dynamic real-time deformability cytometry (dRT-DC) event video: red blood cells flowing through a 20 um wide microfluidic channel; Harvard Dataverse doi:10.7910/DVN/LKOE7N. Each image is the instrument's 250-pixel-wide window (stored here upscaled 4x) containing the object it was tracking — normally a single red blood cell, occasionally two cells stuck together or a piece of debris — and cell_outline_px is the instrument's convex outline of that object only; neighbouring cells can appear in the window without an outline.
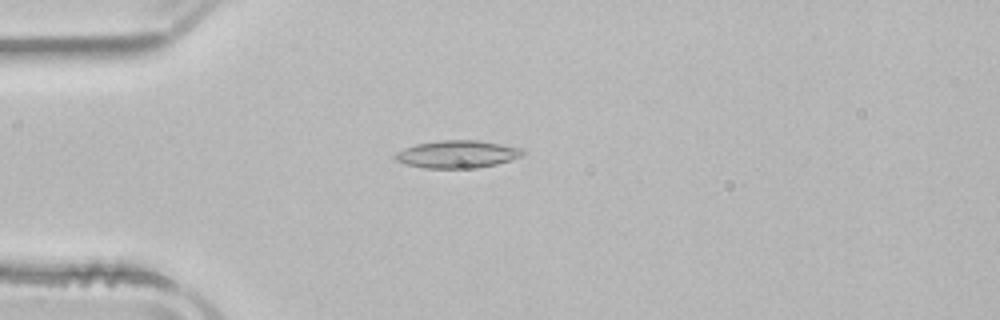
{"species": "common noctule bat (a hibernating species)", "species_latin": "Nyctalus noctula", "temperature_condition": "room temperature", "stored_images_in_passage": 42, "camera_frame_rate_fps": 3000, "um_per_image_px": 0.085, "animal": {"sex": "male", "body_mass_g": 21.5, "forearm_length_mm": 52.0}, "frame": {"image": 1, "passage_image": 4, "time_ms": 1.0, "image_size_px": [1000, 320], "cell_outline_px": [[524, 152], [520, 156], [496, 164], [476, 168], [424, 168], [408, 164], [396, 160], [392, 156], [396, 152], [404, 148], [416, 144], [440, 140], [476, 140], [524, 148]], "centroid_in_image_um": [38.84, 13.1], "position_along_channel_um": 46.2, "area_um2": 20.35}}
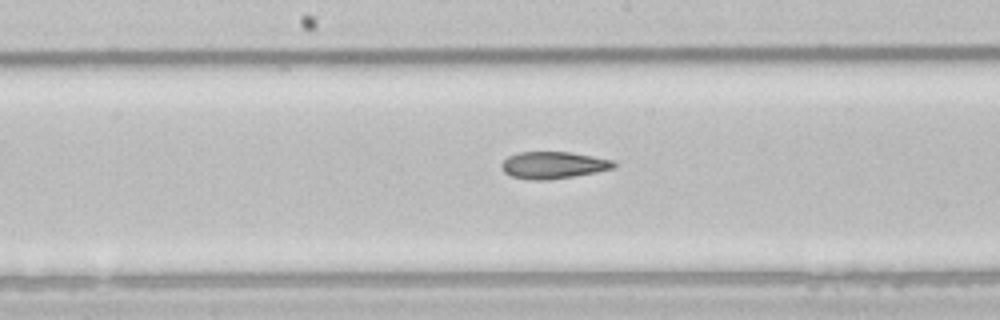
{"frame": {"image": 2, "passage_image": 17, "time_ms": 5.333, "image_size_px": [1000, 320], "cell_outline_px": [[616, 164], [612, 168], [596, 172], [548, 180], [532, 180], [512, 176], [504, 172], [500, 164], [508, 156], [520, 152], [568, 152], [592, 156], [612, 160]], "centroid_in_image_um": [46.99, 14.03], "position_along_channel_um": 201.2, "area_um2": 17.4}}
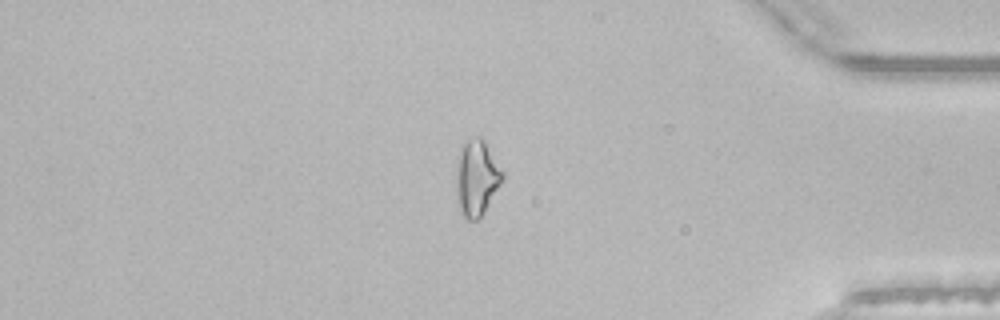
{"frame": {"image": 3, "passage_image": 34, "time_ms": 11.0, "image_size_px": [1000, 320], "cell_outline_px": [[504, 180], [484, 212], [476, 220], [464, 220], [456, 204], [456, 156], [464, 144], [468, 140], [476, 136], [480, 136], [484, 140], [504, 172]], "centroid_in_image_um": [40.5, 15.15], "position_along_channel_um": 394.7, "area_um2": 20.92}, "authors_computed_cell_mechanics": {"area_um2": 18.3804, "velocity_mm_per_s": 3.9533, "shape_relaxation_time_tau1_ms": null, "shape_relaxation_time_tau2_ms": 5.767, "deformation_change_tau1": null, "deformation_change_tau2": 0.1568}}